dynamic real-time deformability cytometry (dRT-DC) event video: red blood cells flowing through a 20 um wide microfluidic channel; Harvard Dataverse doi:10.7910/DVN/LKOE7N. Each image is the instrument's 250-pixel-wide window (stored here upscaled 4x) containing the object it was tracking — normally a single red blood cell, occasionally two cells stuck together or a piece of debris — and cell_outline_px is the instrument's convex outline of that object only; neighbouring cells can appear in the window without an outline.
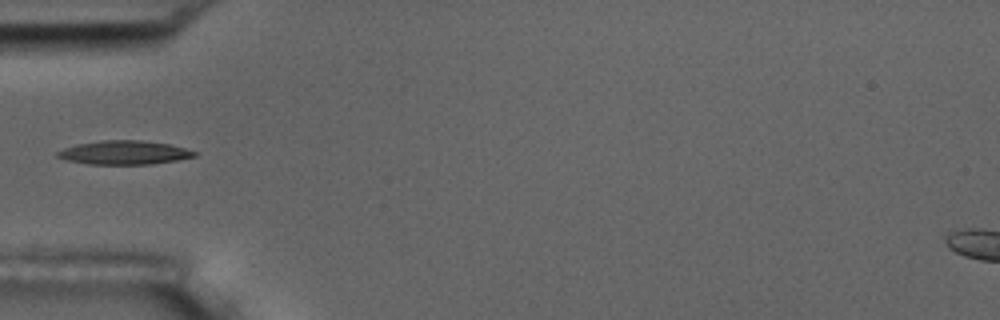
{"species": "common noctule bat (a hibernating species)", "species_latin": "Nyctalus noctula", "temperature_condition": "room temperature", "stored_images_in_passage": 10, "camera_frame_rate_fps": 3000, "um_per_image_px": 0.085, "animal": {"sex": "male", "body_mass_g": 17.5, "forearm_length_mm": 52.3}, "frame": {"image": 1, "passage_image": 5, "time_ms": 1.333, "image_size_px": [1000, 320], "cell_outline_px": [[196, 156], [176, 160], [152, 164], [88, 164], [64, 160], [56, 156], [56, 152], [64, 148], [76, 144], [100, 140], [140, 140], [168, 144], [184, 148], [196, 152]], "centroid_in_image_um": [10.5, 12.97], "position_along_channel_um": 74.5, "area_um2": 18.96}}
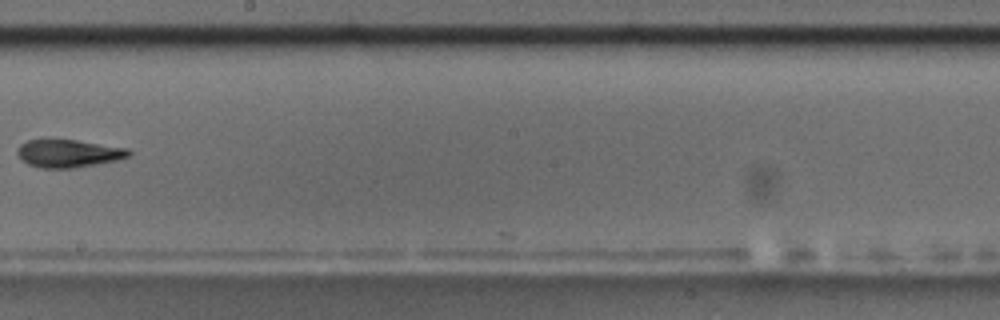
{"frame": {"image": 2, "passage_image": 9, "time_ms": 2.667, "image_size_px": [1000, 320], "cell_outline_px": [[132, 156], [116, 160], [96, 164], [72, 168], [40, 168], [28, 164], [20, 160], [16, 152], [16, 148], [20, 144], [28, 140], [76, 140], [128, 148], [132, 152]], "centroid_in_image_um": [5.81, 13.04], "position_along_channel_um": 242.4, "area_um2": 18.15}}